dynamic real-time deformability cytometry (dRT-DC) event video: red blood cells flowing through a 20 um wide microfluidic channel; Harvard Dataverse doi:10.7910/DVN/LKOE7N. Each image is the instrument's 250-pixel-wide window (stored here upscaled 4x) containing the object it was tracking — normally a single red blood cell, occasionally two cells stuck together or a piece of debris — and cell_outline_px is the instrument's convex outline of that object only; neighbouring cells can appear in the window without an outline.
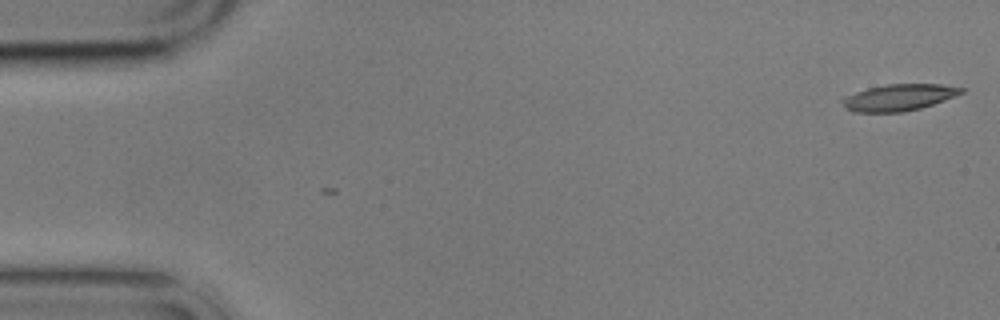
{"species": "common noctule bat (a hibernating species)", "species_latin": "Nyctalus noctula", "temperature_condition": "cold", "stored_images_in_passage": 2, "camera_frame_rate_fps": 3000, "um_per_image_px": 0.085, "animal": {"sex": "male", "body_mass_g": 17.9}, "frame": {"image": 1, "passage_image": 2, "time_ms": 1.0, "image_size_px": [1000, 320], "cell_outline_px": [[964, 92], [944, 100], [920, 108], [904, 112], [852, 112], [844, 108], [840, 100], [844, 96], [868, 88], [888, 84], [940, 84], [964, 88]], "centroid_in_image_um": [76.35, 8.29], "position_along_channel_um": 8.6, "area_um2": 18.38}}